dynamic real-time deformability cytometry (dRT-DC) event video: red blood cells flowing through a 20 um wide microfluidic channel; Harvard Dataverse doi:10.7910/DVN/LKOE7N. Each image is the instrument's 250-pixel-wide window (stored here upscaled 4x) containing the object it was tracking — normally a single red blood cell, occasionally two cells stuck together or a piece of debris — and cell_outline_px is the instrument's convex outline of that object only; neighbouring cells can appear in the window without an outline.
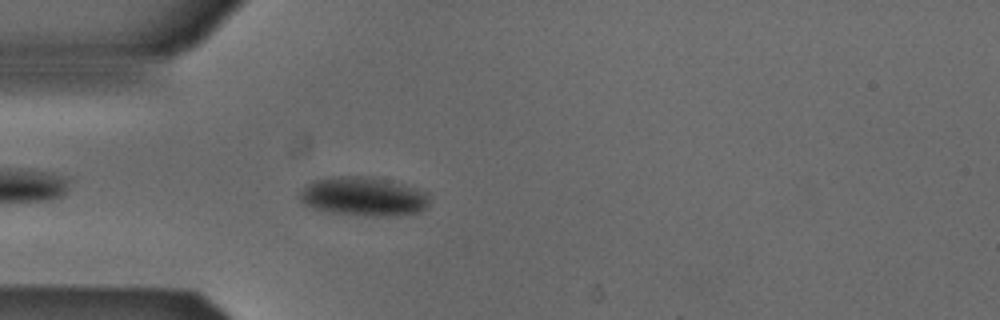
{"species": "Egyptian fruit bat (a non-hibernating species)", "species_latin": "Rousettus aegyptiacus", "temperature_condition": "cold", "stored_images_in_passage": 42, "camera_frame_rate_fps": 3000, "um_per_image_px": 0.085, "animal": {"sex": "male"}, "frame": {"image": 1, "passage_image": 3, "time_ms": 0.667, "image_size_px": [1000, 320], "cell_outline_px": [[428, 204], [420, 212], [396, 216], [364, 216], [328, 212], [304, 204], [300, 200], [300, 192], [312, 180], [328, 176], [372, 176], [428, 192]], "centroid_in_image_um": [30.88, 16.7], "position_along_channel_um": 54.1, "area_um2": 29.54}}
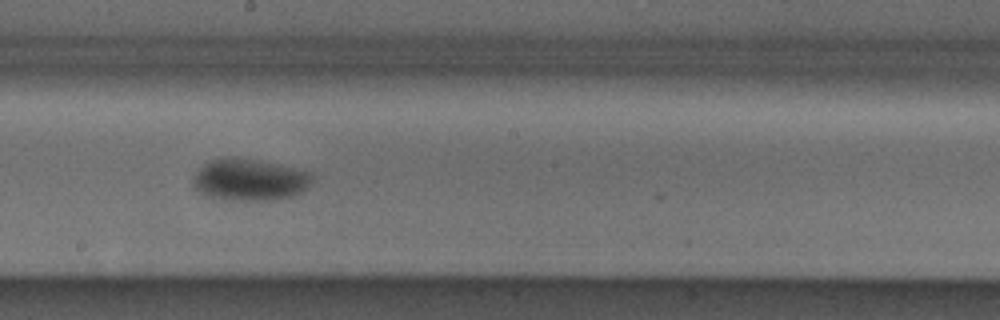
{"frame": {"image": 2, "passage_image": 17, "time_ms": 5.333, "image_size_px": [1000, 320], "cell_outline_px": [[312, 180], [308, 188], [292, 196], [276, 200], [228, 200], [204, 196], [192, 184], [192, 180], [196, 172], [208, 160], [220, 156], [236, 156], [260, 160], [280, 164], [308, 172], [312, 176]], "centroid_in_image_um": [21.17, 15.26], "position_along_channel_um": 227.0, "area_um2": 29.54}}
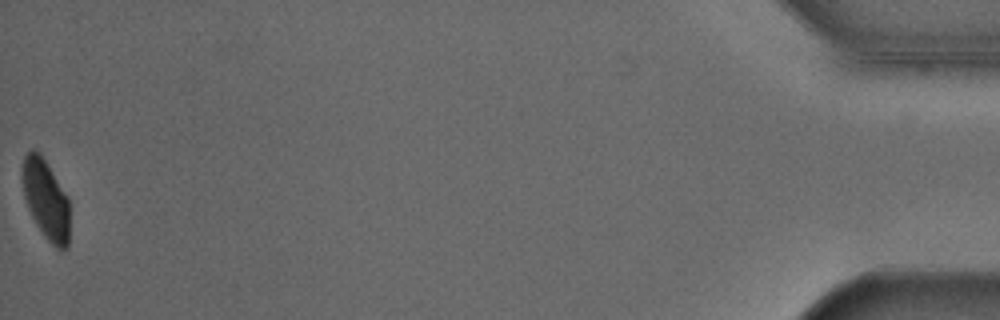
{"frame": {"image": 3, "passage_image": 41, "time_ms": 13.333, "image_size_px": [1000, 320], "cell_outline_px": [[68, 248], [56, 248], [44, 236], [36, 224], [28, 208], [24, 196], [20, 176], [20, 168], [24, 156], [32, 148], [40, 152], [68, 196]], "centroid_in_image_um": [3.85, 16.88], "position_along_channel_um": 431.3, "area_um2": 22.14}, "authors_computed_cell_mechanics": {"area_um2": 27.7151, "velocity_mm_per_s": 3.8519, "shape_relaxation_time_tau1_ms": 6.6726, "shape_relaxation_time_tau2_ms": null, "deformation_change_tau1": 0.1105, "deformation_change_tau2": null}}